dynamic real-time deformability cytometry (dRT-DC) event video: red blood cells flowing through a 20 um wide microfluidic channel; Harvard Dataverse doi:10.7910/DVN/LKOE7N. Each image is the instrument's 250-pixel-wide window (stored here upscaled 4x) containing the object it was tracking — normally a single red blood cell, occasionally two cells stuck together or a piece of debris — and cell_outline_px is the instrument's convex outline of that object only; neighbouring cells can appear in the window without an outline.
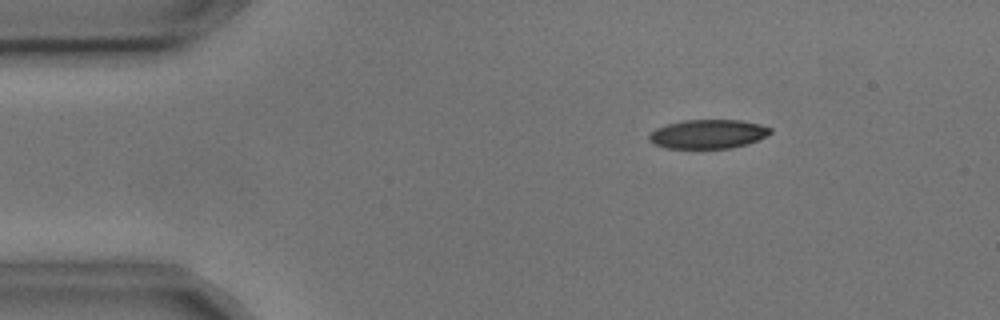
{"species": "common noctule bat (a hibernating species)", "species_latin": "Nyctalus noctula", "temperature_condition": "cold", "stored_images_in_passage": 4, "camera_frame_rate_fps": 3000, "um_per_image_px": 0.085, "animal": {"sex": "male", "body_mass_g": 17.9, "forearm_length_mm": 54.2}, "frame": {"image": 1, "passage_image": 2, "time_ms": 0.333, "image_size_px": [1000, 320], "cell_outline_px": [[772, 132], [756, 140], [744, 144], [728, 148], [664, 148], [648, 140], [648, 136], [656, 128], [668, 124], [684, 120], [740, 120], [760, 124], [772, 128]], "centroid_in_image_um": [60.16, 11.38], "position_along_channel_um": 24.8, "area_um2": 20.23}}